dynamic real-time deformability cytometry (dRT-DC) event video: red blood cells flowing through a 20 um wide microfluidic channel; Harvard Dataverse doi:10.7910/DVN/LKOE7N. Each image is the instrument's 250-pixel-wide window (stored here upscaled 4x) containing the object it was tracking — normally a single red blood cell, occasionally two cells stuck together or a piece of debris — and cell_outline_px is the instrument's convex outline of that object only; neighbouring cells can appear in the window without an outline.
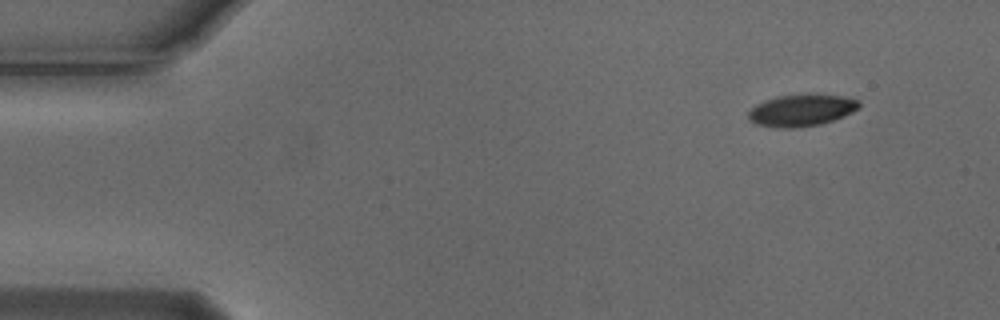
{"species": "Egyptian fruit bat (a non-hibernating species)", "species_latin": "Rousettus aegyptiacus", "temperature_condition": "cold", "stored_images_in_passage": 3, "camera_frame_rate_fps": 3000, "um_per_image_px": 0.085, "animal": {"sex": "male"}, "frame": {"image": 1, "passage_image": 1, "time_ms": 0.0, "image_size_px": [1000, 320], "cell_outline_px": [[860, 108], [844, 116], [820, 124], [792, 128], [780, 128], [756, 124], [748, 120], [748, 112], [756, 104], [764, 100], [776, 96], [840, 96], [860, 100]], "centroid_in_image_um": [68.09, 9.4], "position_along_channel_um": 16.9, "area_um2": 20.06}}